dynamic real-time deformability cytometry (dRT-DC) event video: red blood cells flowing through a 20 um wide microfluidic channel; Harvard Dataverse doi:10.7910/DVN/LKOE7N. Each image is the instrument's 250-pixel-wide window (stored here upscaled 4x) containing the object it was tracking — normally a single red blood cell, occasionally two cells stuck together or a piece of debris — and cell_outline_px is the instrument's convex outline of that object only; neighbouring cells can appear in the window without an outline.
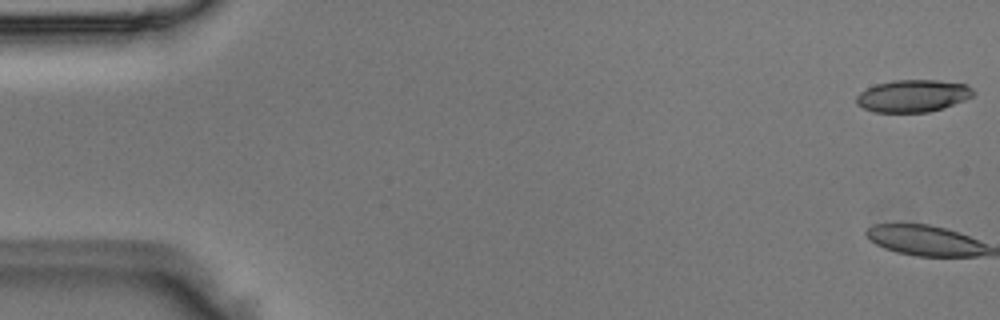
{"species": "Egyptian fruit bat (a non-hibernating species)", "species_latin": "Rousettus aegyptiacus", "temperature_condition": "room temperature", "stored_images_in_passage": 5, "camera_frame_rate_fps": 3000, "um_per_image_px": 0.085, "animal": {"sex": "male"}, "frame": {"image": 1, "passage_image": 1, "time_ms": 0.0, "image_size_px": [1000, 320], "cell_outline_px": [[976, 92], [972, 96], [964, 100], [944, 108], [928, 112], [876, 112], [864, 108], [856, 104], [856, 96], [860, 92], [876, 84], [892, 80], [940, 80], [968, 84]], "centroid_in_image_um": [77.62, 8.14], "position_along_channel_um": 7.4, "area_um2": 22.08}}